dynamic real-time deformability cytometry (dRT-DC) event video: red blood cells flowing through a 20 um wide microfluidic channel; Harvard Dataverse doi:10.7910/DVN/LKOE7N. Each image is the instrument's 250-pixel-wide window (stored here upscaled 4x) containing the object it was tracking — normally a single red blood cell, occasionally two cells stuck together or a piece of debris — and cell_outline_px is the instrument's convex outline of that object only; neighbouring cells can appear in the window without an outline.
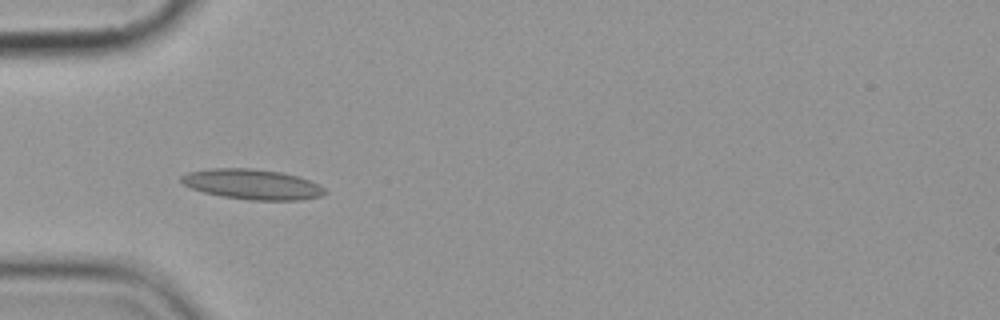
{"species": "common noctule bat (a hibernating species)", "species_latin": "Nyctalus noctula", "temperature_condition": "cold", "stored_images_in_passage": 6, "camera_frame_rate_fps": 3000, "um_per_image_px": 0.085, "animal": {"sex": "female", "body_mass_g": 19.9}, "frame": {"image": 1, "passage_image": 5, "time_ms": 4.667, "image_size_px": [1000, 320], "cell_outline_px": [[328, 192], [320, 196], [300, 200], [248, 200], [220, 196], [204, 192], [192, 188], [184, 184], [180, 180], [180, 176], [188, 172], [212, 168], [252, 168], [280, 172], [296, 176], [320, 184]], "centroid_in_image_um": [21.44, 15.67], "position_along_channel_um": 63.6, "area_um2": 25.26}}
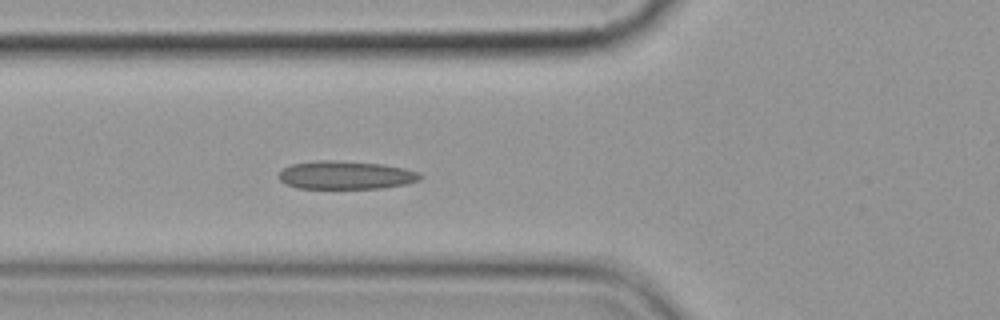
{"frame": {"image": 2, "passage_image": 6, "time_ms": 5.667, "image_size_px": [1000, 320], "cell_outline_px": [[424, 176], [420, 180], [408, 184], [380, 188], [296, 188], [284, 184], [276, 176], [284, 168], [292, 164], [320, 160], [328, 160], [380, 164], [404, 168], [420, 172]], "centroid_in_image_um": [29.4, 14.89], "position_along_channel_um": 96.4, "area_um2": 23.29}}